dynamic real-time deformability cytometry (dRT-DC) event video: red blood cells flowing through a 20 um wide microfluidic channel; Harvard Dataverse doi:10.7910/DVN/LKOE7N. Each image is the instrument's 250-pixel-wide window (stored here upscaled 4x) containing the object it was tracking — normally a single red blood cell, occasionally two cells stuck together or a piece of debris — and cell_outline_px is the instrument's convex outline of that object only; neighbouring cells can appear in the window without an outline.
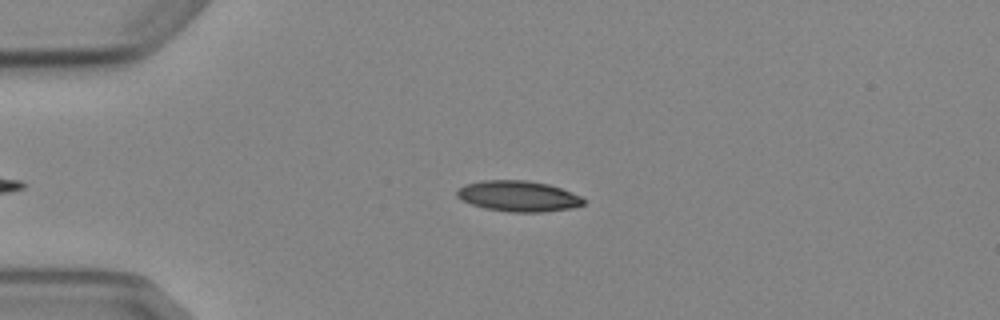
{"species": "Egyptian fruit bat (a non-hibernating species)", "species_latin": "Rousettus aegyptiacus", "temperature_condition": "cold", "stored_images_in_passage": 1, "camera_frame_rate_fps": 3000, "um_per_image_px": 0.085, "animal": {"sex": "female"}, "frame": {"image": 1, "passage_image": 1, "time_ms": 0.0, "image_size_px": [1000, 320], "cell_outline_px": [[584, 204], [572, 208], [544, 212], [512, 212], [484, 208], [460, 200], [456, 196], [456, 192], [464, 184], [480, 180], [528, 180], [548, 184], [572, 192], [580, 196], [584, 200]], "centroid_in_image_um": [44.03, 16.67], "position_along_channel_um": 41.0, "area_um2": 22.77}}